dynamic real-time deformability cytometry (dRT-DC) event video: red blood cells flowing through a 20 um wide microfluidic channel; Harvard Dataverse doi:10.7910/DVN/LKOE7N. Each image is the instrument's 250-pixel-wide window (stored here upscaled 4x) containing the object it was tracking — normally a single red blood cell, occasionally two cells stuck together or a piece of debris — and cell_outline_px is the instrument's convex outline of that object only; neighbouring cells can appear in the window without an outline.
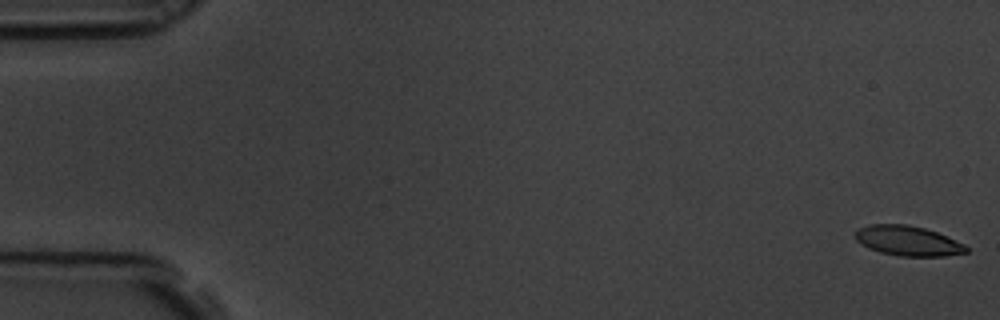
{"species": "common noctule bat (a hibernating species)", "species_latin": "Nyctalus noctula", "temperature_condition": "room temperature", "stored_images_in_passage": 6, "camera_frame_rate_fps": 3000, "um_per_image_px": 0.085, "animal": {"sex": "male", "body_mass_g": 19.5, "forearm_length_mm": 54.6}, "frame": {"image": 1, "passage_image": 1, "time_ms": 0.0, "image_size_px": [1000, 320], "cell_outline_px": [[968, 252], [944, 256], [900, 256], [880, 252], [868, 248], [860, 244], [856, 240], [856, 232], [860, 228], [868, 224], [908, 224], [924, 228], [936, 232], [964, 244], [968, 248]], "centroid_in_image_um": [77.15, 20.47], "position_along_channel_um": 7.8, "area_um2": 19.25}}
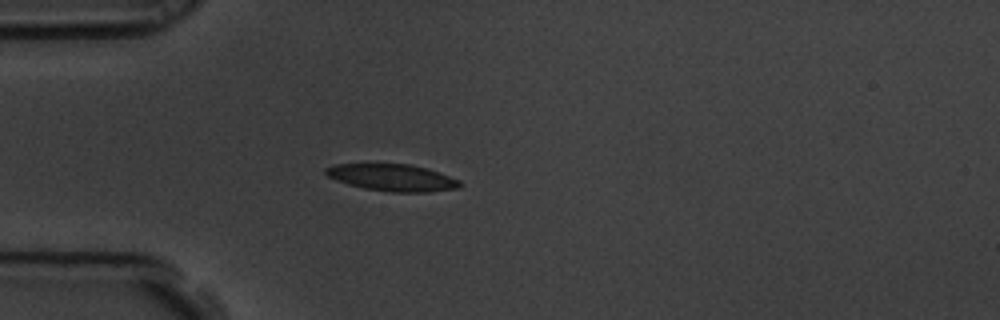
{"frame": {"image": 2, "passage_image": 5, "time_ms": 1.333, "image_size_px": [1000, 320], "cell_outline_px": [[464, 184], [460, 188], [428, 192], [392, 192], [364, 188], [348, 184], [336, 180], [328, 176], [324, 172], [324, 168], [336, 164], [408, 164], [428, 168], [460, 180]], "centroid_in_image_um": [33.39, 15.1], "position_along_channel_um": 51.6, "area_um2": 21.1}}